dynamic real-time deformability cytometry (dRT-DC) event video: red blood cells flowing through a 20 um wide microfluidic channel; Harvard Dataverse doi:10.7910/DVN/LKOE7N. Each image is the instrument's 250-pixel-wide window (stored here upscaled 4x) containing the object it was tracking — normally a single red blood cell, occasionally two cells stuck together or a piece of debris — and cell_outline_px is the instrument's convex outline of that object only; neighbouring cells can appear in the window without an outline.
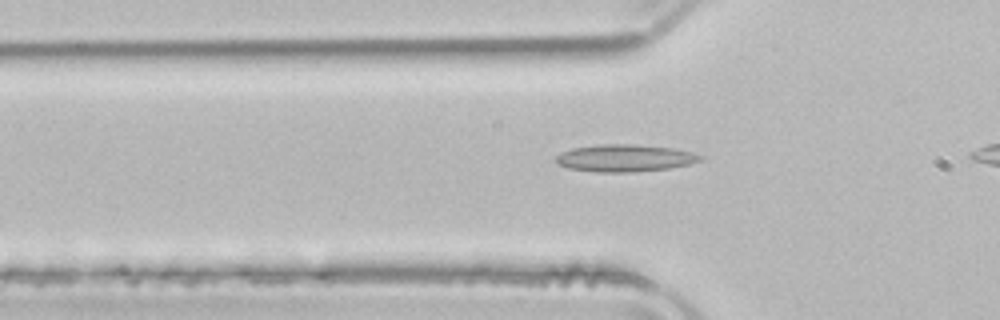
{"species": "common noctule bat (a hibernating species)", "species_latin": "Nyctalus noctula", "temperature_condition": "room temperature", "stored_images_in_passage": 32, "camera_frame_rate_fps": 3000, "um_per_image_px": 0.085, "animal": {"sex": "male", "body_mass_g": 21.5, "forearm_length_mm": 52.0}, "frame": {"image": 1, "passage_image": 5, "time_ms": 1.333, "image_size_px": [1000, 320], "cell_outline_px": [[704, 160], [688, 164], [668, 168], [632, 172], [596, 172], [568, 168], [556, 164], [556, 156], [572, 148], [604, 144], [636, 144], [672, 148], [692, 152], [704, 156]], "centroid_in_image_um": [53.13, 13.44], "position_along_channel_um": 72.7, "area_um2": 22.83}}
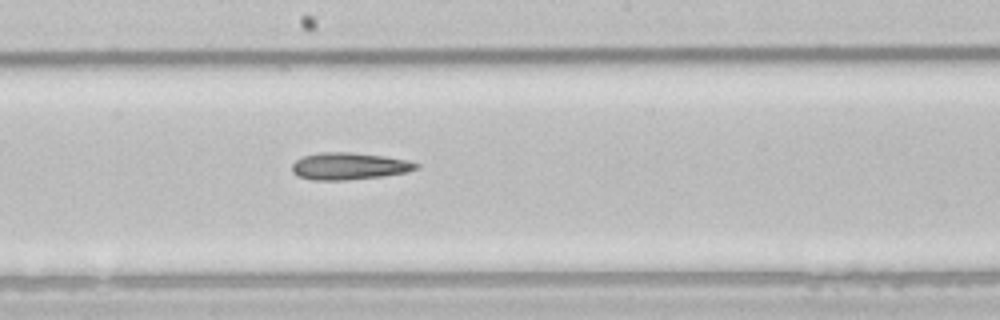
{"frame": {"image": 2, "passage_image": 16, "time_ms": 5.0, "image_size_px": [1000, 320], "cell_outline_px": [[420, 168], [404, 172], [380, 176], [348, 180], [312, 180], [296, 176], [292, 172], [292, 164], [296, 160], [304, 156], [320, 152], [352, 152], [384, 156], [408, 160], [420, 164]], "centroid_in_image_um": [29.65, 14.12], "position_along_channel_um": 218.5, "area_um2": 19.59}}
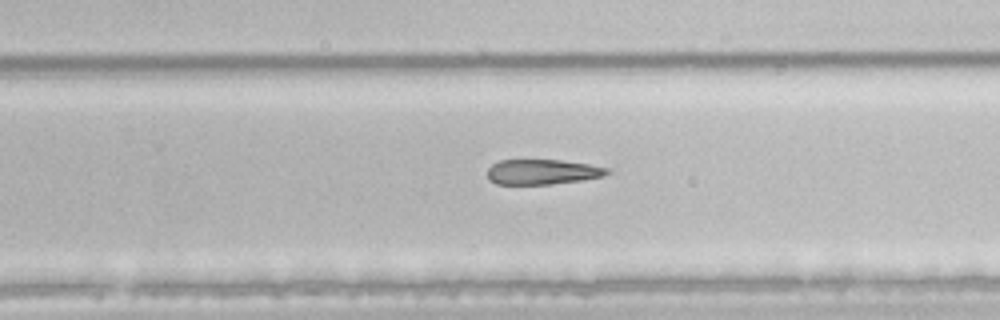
{"frame": {"image": 3, "passage_image": 21, "time_ms": 6.667, "image_size_px": [1000, 320], "cell_outline_px": [[612, 172], [604, 176], [584, 180], [552, 184], [496, 184], [488, 176], [488, 168], [492, 164], [500, 160], [560, 160], [588, 164], [608, 168]], "centroid_in_image_um": [46.15, 14.61], "position_along_channel_um": 283.7, "area_um2": 17.51}}